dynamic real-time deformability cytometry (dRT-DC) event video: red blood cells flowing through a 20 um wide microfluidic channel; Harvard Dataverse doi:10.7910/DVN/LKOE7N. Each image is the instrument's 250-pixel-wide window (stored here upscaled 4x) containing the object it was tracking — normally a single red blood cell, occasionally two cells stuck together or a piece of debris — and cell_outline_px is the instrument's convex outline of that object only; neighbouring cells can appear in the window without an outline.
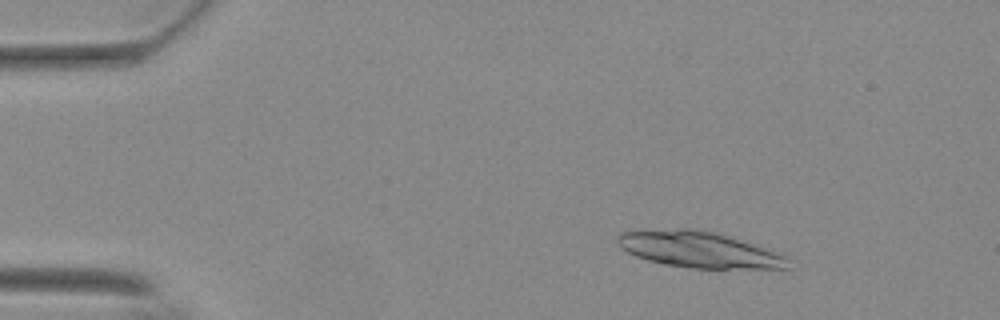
{"species": "Egyptian fruit bat (a non-hibernating species)", "species_latin": "Rousettus aegyptiacus", "temperature_condition": "warm", "stored_images_in_passage": 24, "camera_frame_rate_fps": 3000, "um_per_image_px": 0.085, "animal": {"sex": "female"}, "frame": {"image": 1, "passage_image": 8, "time_ms": 2.333, "image_size_px": [1000, 320], "cell_outline_px": [[788, 268], [692, 268], [664, 264], [648, 260], [636, 256], [620, 248], [616, 244], [616, 236], [620, 232], [676, 228], [692, 228], [716, 232], [772, 248], [788, 256]], "centroid_in_image_um": [59.44, 21.2], "position_along_channel_um": 25.6, "area_um2": 36.3}}